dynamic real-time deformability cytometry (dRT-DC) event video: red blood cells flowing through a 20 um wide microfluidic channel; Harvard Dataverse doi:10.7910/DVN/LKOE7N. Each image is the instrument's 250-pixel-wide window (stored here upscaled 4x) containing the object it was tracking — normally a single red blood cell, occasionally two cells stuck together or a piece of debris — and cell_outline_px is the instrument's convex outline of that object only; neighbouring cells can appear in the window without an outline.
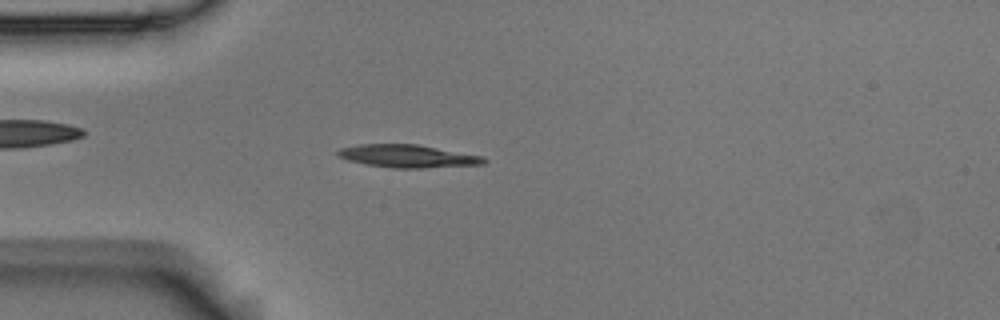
{"species": "Egyptian fruit bat (a non-hibernating species)", "species_latin": "Rousettus aegyptiacus", "temperature_condition": "room temperature", "stored_images_in_passage": 3, "camera_frame_rate_fps": 3000, "um_per_image_px": 0.085, "animal": {"sex": "male"}, "frame": {"image": 1, "passage_image": 2, "time_ms": 0.333, "image_size_px": [1000, 320], "cell_outline_px": [[488, 160], [484, 164], [420, 168], [392, 168], [364, 164], [348, 160], [336, 156], [336, 152], [340, 148], [360, 144], [416, 144], [484, 156]], "centroid_in_image_um": [34.64, 13.27], "position_along_channel_um": 50.4, "area_um2": 19.48}}